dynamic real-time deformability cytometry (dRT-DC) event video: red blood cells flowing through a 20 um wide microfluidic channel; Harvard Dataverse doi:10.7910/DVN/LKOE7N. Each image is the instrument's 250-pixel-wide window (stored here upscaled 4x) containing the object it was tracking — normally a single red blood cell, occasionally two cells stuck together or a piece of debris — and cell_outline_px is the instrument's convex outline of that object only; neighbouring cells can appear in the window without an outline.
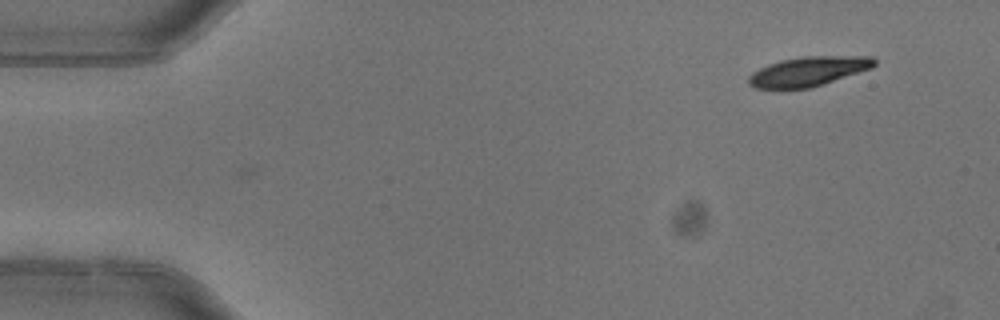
{"species": "common noctule bat (a hibernating species)", "species_latin": "Nyctalus noctula", "temperature_condition": "warm", "stored_images_in_passage": 3, "camera_frame_rate_fps": 3000, "um_per_image_px": 0.085, "animal": {"sex": "female"}, "frame": {"image": 1, "passage_image": 3, "time_ms": 0.667, "image_size_px": [1000, 320], "cell_outline_px": [[876, 64], [872, 68], [812, 88], [756, 88], [748, 84], [748, 76], [752, 72], [768, 64], [780, 60], [800, 56], [872, 56], [876, 60]], "centroid_in_image_um": [68.72, 6.06], "position_along_channel_um": 16.3, "area_um2": 21.73}}